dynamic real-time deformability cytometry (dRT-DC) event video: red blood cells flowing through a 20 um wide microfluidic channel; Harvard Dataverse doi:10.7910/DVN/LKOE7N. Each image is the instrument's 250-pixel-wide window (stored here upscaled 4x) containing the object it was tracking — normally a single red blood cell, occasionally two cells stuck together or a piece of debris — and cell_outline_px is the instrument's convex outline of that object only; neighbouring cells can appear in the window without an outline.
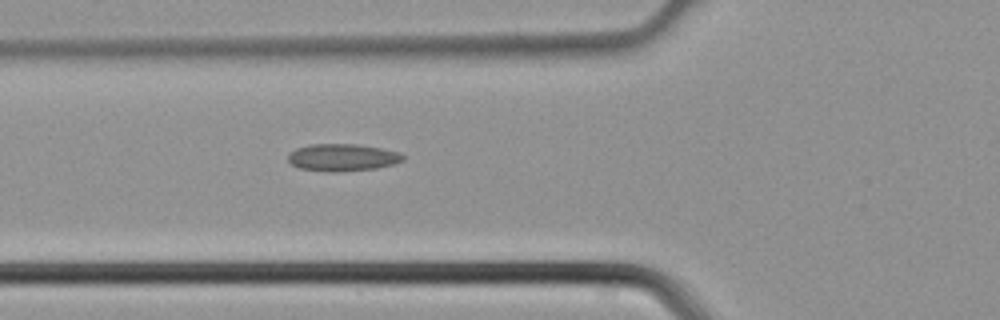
{"species": "common noctule bat (a hibernating species)", "species_latin": "Nyctalus noctula", "temperature_condition": "cold", "stored_images_in_passage": 4, "camera_frame_rate_fps": 3000, "um_per_image_px": 0.085, "animal": {"sex": "male", "body_mass_g": 21.5, "forearm_length_mm": 52.0}, "frame": {"image": 1, "passage_image": 4, "time_ms": 1.0, "image_size_px": [1000, 320], "cell_outline_px": [[404, 160], [392, 164], [376, 168], [340, 172], [328, 172], [300, 168], [292, 164], [288, 160], [288, 152], [296, 148], [308, 144], [356, 144], [380, 148], [400, 152], [404, 156]], "centroid_in_image_um": [29.08, 13.38], "position_along_channel_um": 96.7, "area_um2": 18.32}}